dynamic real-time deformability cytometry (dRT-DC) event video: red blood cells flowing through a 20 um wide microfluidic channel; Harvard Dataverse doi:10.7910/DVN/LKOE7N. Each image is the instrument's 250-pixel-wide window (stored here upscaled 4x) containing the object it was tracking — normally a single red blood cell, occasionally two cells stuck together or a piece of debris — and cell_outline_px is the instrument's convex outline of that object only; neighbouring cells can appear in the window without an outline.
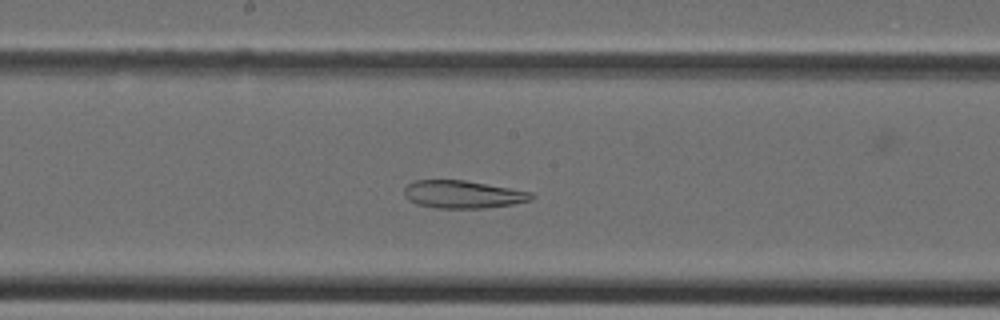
{"species": "Egyptian fruit bat (a non-hibernating species)", "species_latin": "Rousettus aegyptiacus", "temperature_condition": "cold", "stored_images_in_passage": 36, "camera_frame_rate_fps": 3000, "um_per_image_px": 0.085, "animal": {"sex": "female"}, "frame": {"image": 1, "passage_image": 18, "time_ms": 5.667, "image_size_px": [1000, 320], "cell_outline_px": [[536, 196], [532, 200], [512, 204], [484, 208], [436, 208], [416, 204], [408, 200], [404, 196], [404, 188], [408, 184], [416, 180], [464, 180], [532, 192]], "centroid_in_image_um": [39.33, 16.53], "position_along_channel_um": 208.9, "area_um2": 20.58}}
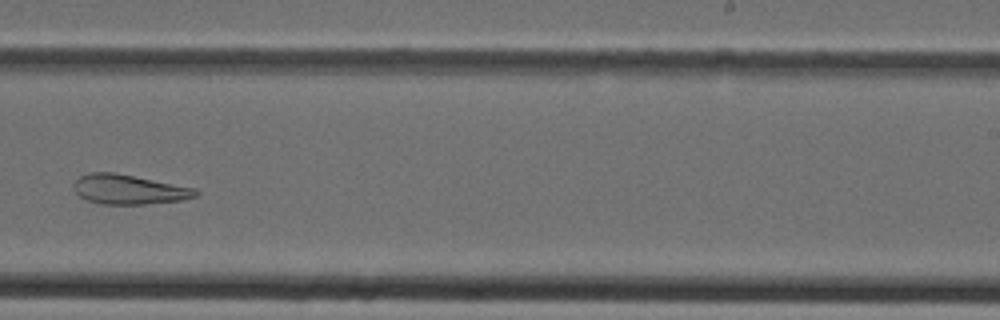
{"frame": {"image": 2, "passage_image": 22, "time_ms": 7.0, "image_size_px": [1000, 320], "cell_outline_px": [[200, 192], [196, 196], [180, 200], [144, 204], [100, 204], [88, 200], [80, 196], [72, 188], [72, 184], [80, 176], [88, 172], [116, 172], [196, 188]], "centroid_in_image_um": [10.93, 16.09], "position_along_channel_um": 278.1, "area_um2": 21.15}}
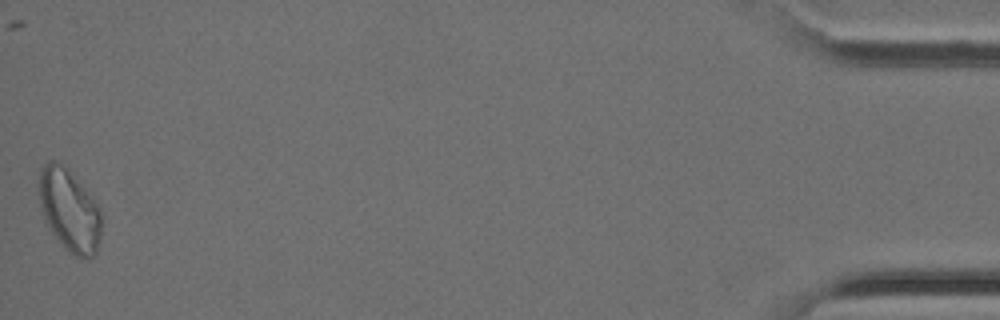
{"frame": {"image": 3, "passage_image": 36, "time_ms": 11.667, "image_size_px": [1000, 320], "cell_outline_px": [[100, 240], [96, 256], [88, 260], [84, 260], [72, 256], [60, 244], [44, 220], [40, 208], [36, 188], [36, 180], [40, 168], [48, 160], [52, 160], [60, 164], [96, 200], [100, 208]], "centroid_in_image_um": [5.86, 17.93], "position_along_channel_um": 429.3, "area_um2": 30.63}}